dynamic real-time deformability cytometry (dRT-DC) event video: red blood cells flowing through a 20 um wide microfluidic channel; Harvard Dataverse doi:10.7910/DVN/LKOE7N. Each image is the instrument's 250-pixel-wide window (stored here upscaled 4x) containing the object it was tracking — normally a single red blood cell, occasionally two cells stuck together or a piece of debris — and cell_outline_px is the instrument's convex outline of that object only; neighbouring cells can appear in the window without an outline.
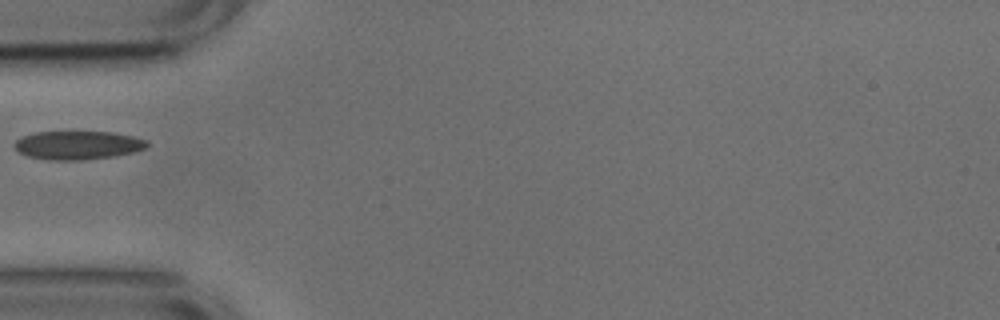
{"species": "common noctule bat (a hibernating species)", "species_latin": "Nyctalus noctula", "temperature_condition": "cold", "stored_images_in_passage": 36, "camera_frame_rate_fps": 3000, "um_per_image_px": 0.085, "animal": {"sex": "male", "body_mass_g": 17.9, "forearm_length_mm": 54.2}, "frame": {"image": 1, "passage_image": 1, "time_ms": 0.0, "image_size_px": [1000, 320], "cell_outline_px": [[148, 144], [144, 148], [132, 152], [112, 156], [80, 160], [52, 160], [28, 156], [20, 152], [12, 144], [16, 140], [24, 136], [36, 132], [112, 132], [132, 136], [148, 140]], "centroid_in_image_um": [6.6, 12.33], "position_along_channel_um": 78.4, "area_um2": 21.73}}